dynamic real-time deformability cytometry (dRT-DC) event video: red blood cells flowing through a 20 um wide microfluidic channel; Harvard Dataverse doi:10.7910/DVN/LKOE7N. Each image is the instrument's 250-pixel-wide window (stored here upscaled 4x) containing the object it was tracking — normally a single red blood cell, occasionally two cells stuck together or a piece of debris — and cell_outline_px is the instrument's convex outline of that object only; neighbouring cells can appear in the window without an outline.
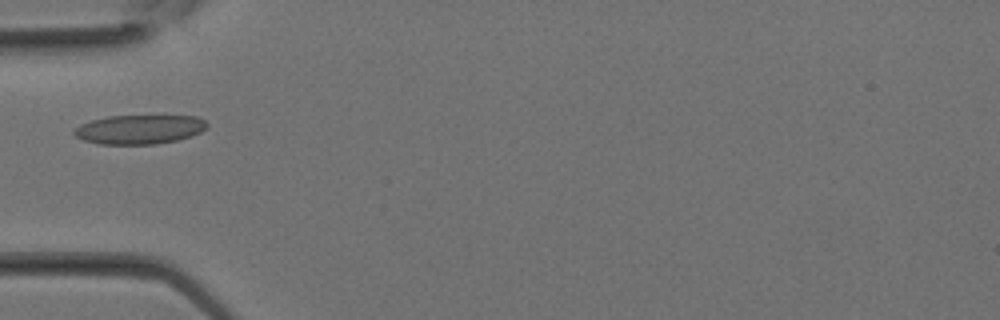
{"species": "Egyptian fruit bat (a non-hibernating species)", "species_latin": "Rousettus aegyptiacus", "temperature_condition": "room temperature", "stored_images_in_passage": 31, "camera_frame_rate_fps": 3000, "um_per_image_px": 0.085, "animal": {"sex": "female"}, "frame": {"image": 1, "passage_image": 9, "time_ms": 2.667, "image_size_px": [1000, 320], "cell_outline_px": [[208, 124], [200, 132], [192, 136], [176, 140], [156, 144], [100, 144], [84, 140], [76, 136], [72, 132], [80, 124], [92, 120], [108, 116], [196, 116], [204, 120]], "centroid_in_image_um": [11.84, 11.0], "position_along_channel_um": 73.2, "area_um2": 22.43}}
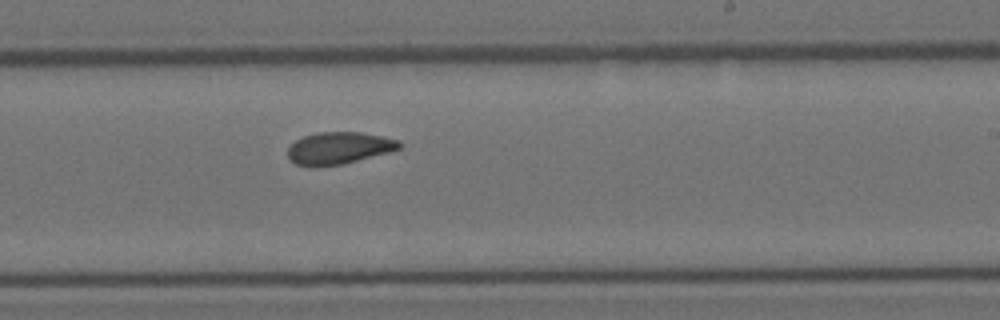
{"frame": {"image": 2, "passage_image": 18, "time_ms": 5.667, "image_size_px": [1000, 320], "cell_outline_px": [[404, 144], [400, 148], [388, 152], [344, 164], [296, 164], [288, 160], [288, 148], [296, 140], [304, 136], [316, 132], [360, 132], [384, 136], [400, 140]], "centroid_in_image_um": [28.86, 12.55], "position_along_channel_um": 260.1, "area_um2": 20.52}}
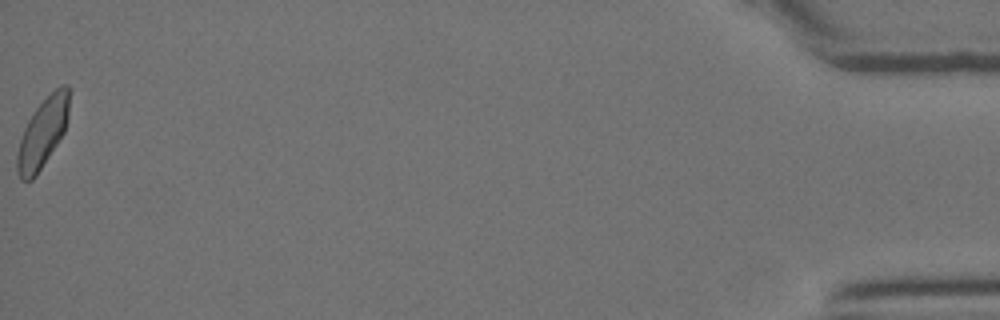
{"frame": {"image": 3, "passage_image": 31, "time_ms": 10.0, "image_size_px": [1000, 320], "cell_outline_px": [[72, 88], [68, 116], [64, 132], [36, 176], [32, 180], [20, 180], [16, 172], [16, 156], [20, 140], [24, 128], [32, 112], [60, 84], [68, 84]], "centroid_in_image_um": [3.65, 11.26], "position_along_channel_um": 431.6, "area_um2": 21.27}}